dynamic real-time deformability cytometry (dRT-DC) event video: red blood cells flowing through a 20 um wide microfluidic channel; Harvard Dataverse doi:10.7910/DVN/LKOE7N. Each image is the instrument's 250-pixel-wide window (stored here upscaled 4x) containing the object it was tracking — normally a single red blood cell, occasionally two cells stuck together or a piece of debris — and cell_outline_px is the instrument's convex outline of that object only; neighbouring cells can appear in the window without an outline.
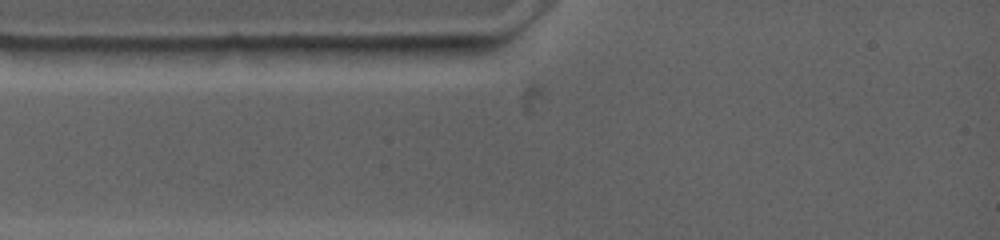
{"species": "common noctule bat (a hibernating species)", "species_latin": "Nyctalus noctula", "temperature_condition": "warm", "stored_images_in_passage": 2, "camera_frame_rate_fps": 4500, "um_per_image_px": 0.085, "animal": {"sex": "female", "body_mass_g": 19.0, "forearm_length_mm": 53.3}, "frame": {"image": 1, "passage_image": 1, "time_ms": 0.0, "image_size_px": [1000, 240], "cell_outline_px": [[460, 44], [456, 48], [428, 56], [308, 60], [300, 48], [308, 44]], "centroid_in_image_um": [31.62, 4.31], "position_along_channel_um": 53.4, "area_um2": 14.28}}